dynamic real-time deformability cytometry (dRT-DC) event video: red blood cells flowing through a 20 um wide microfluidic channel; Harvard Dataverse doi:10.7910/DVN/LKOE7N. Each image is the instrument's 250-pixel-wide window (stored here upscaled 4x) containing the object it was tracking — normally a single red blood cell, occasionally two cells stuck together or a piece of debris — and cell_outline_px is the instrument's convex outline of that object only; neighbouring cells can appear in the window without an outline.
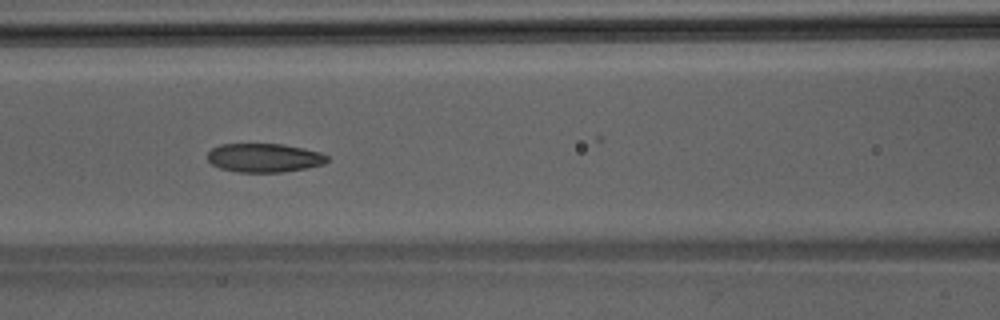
{"species": "Egyptian fruit bat (a non-hibernating species)", "species_latin": "Rousettus aegyptiacus", "temperature_condition": "room temperature", "stored_images_in_passage": 37, "camera_frame_rate_fps": 3000, "um_per_image_px": 0.085, "animal": {"sex": "male"}, "frame": {"image": 1, "passage_image": 16, "time_ms": 5.0, "image_size_px": [1000, 320], "cell_outline_px": [[328, 160], [324, 164], [284, 172], [240, 172], [220, 168], [212, 164], [208, 160], [208, 152], [212, 148], [220, 144], [284, 144], [304, 148], [320, 152], [328, 156]], "centroid_in_image_um": [22.46, 13.4], "position_along_channel_um": 144.1, "area_um2": 20.06}}
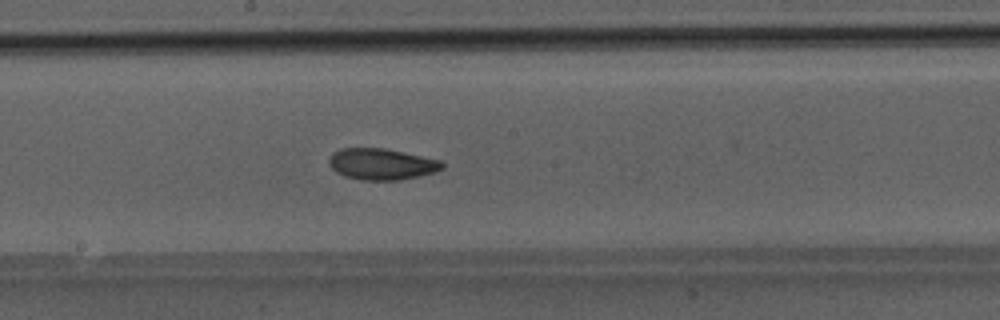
{"frame": {"image": 2, "passage_image": 21, "time_ms": 6.667, "image_size_px": [1000, 320], "cell_outline_px": [[444, 168], [436, 172], [400, 180], [364, 180], [344, 176], [336, 172], [332, 168], [328, 160], [332, 152], [340, 148], [384, 148], [404, 152], [440, 160], [444, 164]], "centroid_in_image_um": [32.43, 13.94], "position_along_channel_um": 215.8, "area_um2": 20.69}}